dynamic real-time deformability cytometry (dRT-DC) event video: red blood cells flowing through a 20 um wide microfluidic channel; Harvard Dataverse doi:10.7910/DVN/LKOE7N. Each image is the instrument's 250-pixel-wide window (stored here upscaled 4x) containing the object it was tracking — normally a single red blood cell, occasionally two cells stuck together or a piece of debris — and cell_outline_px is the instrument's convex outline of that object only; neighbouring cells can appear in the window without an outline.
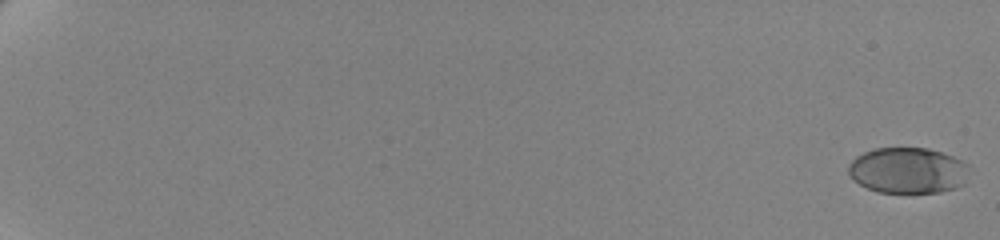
{"species": "human", "species_latin": "Homo sapiens", "temperature_condition": "cold", "stored_images_in_passage": 62, "camera_frame_rate_fps": 3000, "um_per_image_px": 0.085, "donor": {"sex": "female"}, "frame": {"image": 1, "passage_image": 1, "time_ms": 0.0, "image_size_px": [1000, 240], "cell_outline_px": [[968, 164], [964, 184], [956, 188], [940, 192], [880, 192], [868, 188], [852, 180], [848, 172], [848, 164], [856, 156], [864, 152], [876, 148], [928, 148], [952, 156]], "centroid_in_image_um": [77.14, 14.48], "position_along_channel_um": 7.9, "area_um2": 32.19}}
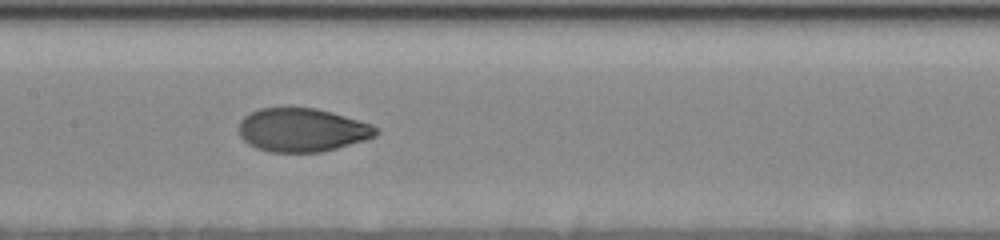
{"frame": {"image": 2, "passage_image": 36, "time_ms": 11.667, "image_size_px": [1000, 240], "cell_outline_px": [[380, 132], [376, 136], [364, 140], [336, 148], [320, 152], [268, 152], [256, 148], [248, 144], [240, 136], [240, 120], [244, 116], [260, 108], [316, 108], [332, 112], [372, 124], [380, 128]], "centroid_in_image_um": [25.7, 11.05], "position_along_channel_um": 181.7, "area_um2": 34.8}}
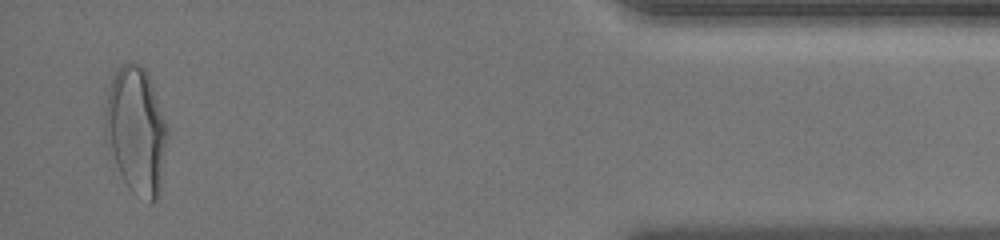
{"frame": {"image": 3, "passage_image": 61, "time_ms": 20.0, "image_size_px": [1000, 240], "cell_outline_px": [[168, 136], [160, 188], [156, 200], [152, 204], [148, 204], [132, 192], [128, 188], [120, 172], [104, 136], [104, 120], [108, 92], [112, 80], [116, 72], [128, 60], [140, 64], [148, 72], [168, 124]], "centroid_in_image_um": [11.61, 11.09], "position_along_channel_um": 423.6, "area_um2": 46.36}, "authors_computed_cell_mechanics": {"area_um2": 34.7956, "velocity_mm_per_s": 3.4855, "shape_relaxation_time_tau1_ms": 4.7265, "shape_relaxation_time_tau2_ms": 1.0656, "deformation_change_tau1": 0.1853, "deformation_change_tau2": 0.0501}}